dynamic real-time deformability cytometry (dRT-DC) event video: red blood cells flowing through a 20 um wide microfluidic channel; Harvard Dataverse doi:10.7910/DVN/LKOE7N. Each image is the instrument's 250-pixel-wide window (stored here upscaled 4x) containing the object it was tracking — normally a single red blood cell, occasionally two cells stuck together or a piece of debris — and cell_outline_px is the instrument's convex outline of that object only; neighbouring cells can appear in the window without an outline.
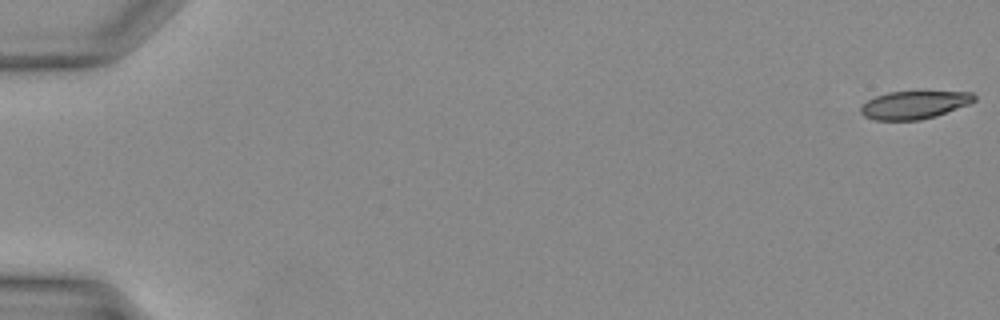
{"species": "Egyptian fruit bat (a non-hibernating species)", "species_latin": "Rousettus aegyptiacus", "temperature_condition": "warm", "stored_images_in_passage": 38, "camera_frame_rate_fps": 3000, "um_per_image_px": 0.085, "animal": {"sex": "female"}, "frame": {"image": 1, "passage_image": 1, "time_ms": 0.0, "image_size_px": [1000, 320], "cell_outline_px": [[976, 100], [968, 104], [936, 116], [920, 120], [872, 120], [864, 116], [860, 112], [860, 108], [868, 100], [876, 96], [888, 92], [924, 88], [972, 92], [976, 96]], "centroid_in_image_um": [77.77, 8.85], "position_along_channel_um": 7.2, "area_um2": 19.54}}
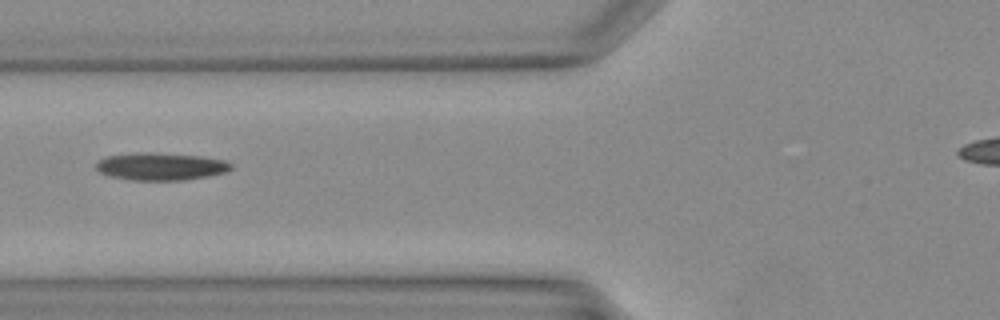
{"frame": {"image": 2, "passage_image": 17, "time_ms": 5.333, "image_size_px": [1000, 320], "cell_outline_px": [[232, 168], [228, 172], [208, 176], [184, 180], [132, 180], [108, 176], [100, 172], [96, 168], [96, 160], [108, 156], [136, 152], [152, 152], [200, 156], [224, 160], [232, 164]], "centroid_in_image_um": [13.65, 14.14], "position_along_channel_um": 112.1, "area_um2": 21.79}}
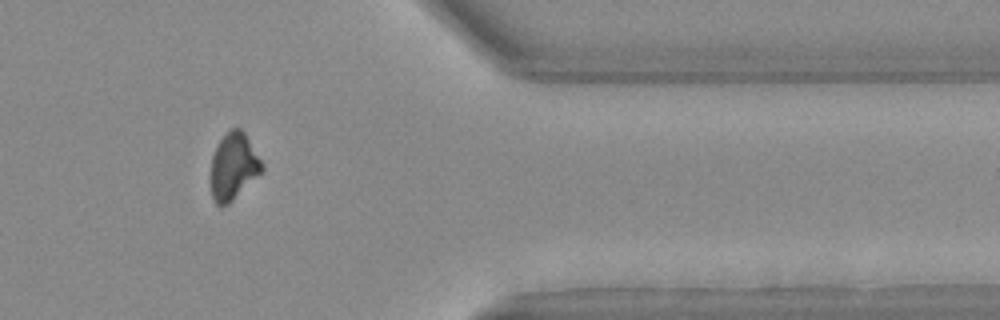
{"frame": {"image": 3, "passage_image": 34, "time_ms": 11.0, "image_size_px": [1000, 320], "cell_outline_px": [[264, 172], [228, 204], [216, 204], [212, 196], [212, 156], [220, 140], [232, 128], [240, 128], [244, 132], [264, 164]], "centroid_in_image_um": [19.9, 14.15], "position_along_channel_um": 391.5, "area_um2": 19.65}}